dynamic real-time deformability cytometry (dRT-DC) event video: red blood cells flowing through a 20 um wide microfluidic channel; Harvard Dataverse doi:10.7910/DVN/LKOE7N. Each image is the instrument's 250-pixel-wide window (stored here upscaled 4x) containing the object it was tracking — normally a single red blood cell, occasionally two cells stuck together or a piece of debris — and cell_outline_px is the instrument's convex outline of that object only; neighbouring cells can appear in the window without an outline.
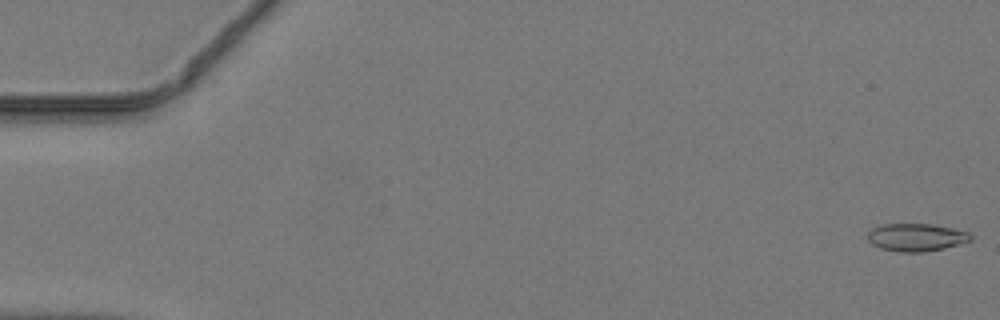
{"species": "common noctule bat (a hibernating species)", "species_latin": "Nyctalus noctula", "temperature_condition": "warm", "stored_images_in_passage": 47, "camera_frame_rate_fps": 3000, "um_per_image_px": 0.085, "animal": {"sex": "male", "body_mass_g": 19.2, "forearm_length_mm": 51.8}, "frame": {"image": 1, "passage_image": 1, "time_ms": 0.0, "image_size_px": [1000, 320], "cell_outline_px": [[972, 240], [944, 248], [924, 252], [900, 252], [880, 248], [872, 244], [868, 240], [868, 232], [872, 228], [880, 224], [932, 224], [952, 228], [968, 232], [972, 236]], "centroid_in_image_um": [77.86, 20.17], "position_along_channel_um": 7.1, "area_um2": 16.65}}
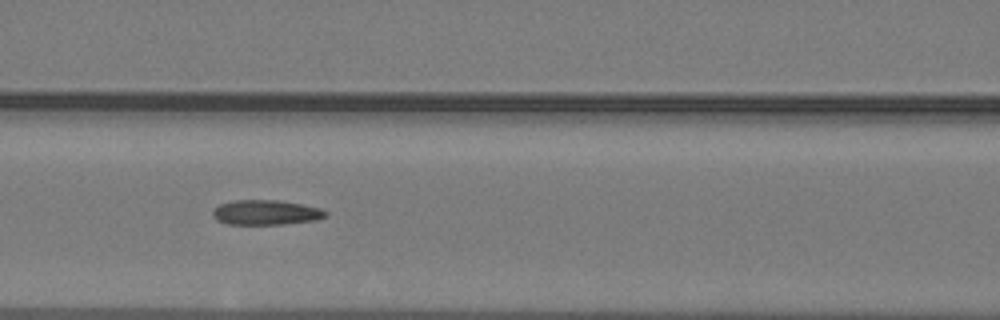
{"frame": {"image": 2, "passage_image": 21, "time_ms": 6.667, "image_size_px": [1000, 320], "cell_outline_px": [[328, 216], [316, 220], [284, 224], [228, 224], [216, 220], [212, 216], [212, 212], [220, 204], [232, 200], [280, 200], [304, 204], [320, 208], [328, 212]], "centroid_in_image_um": [22.63, 18.05], "position_along_channel_um": 144.0, "area_um2": 16.53}}
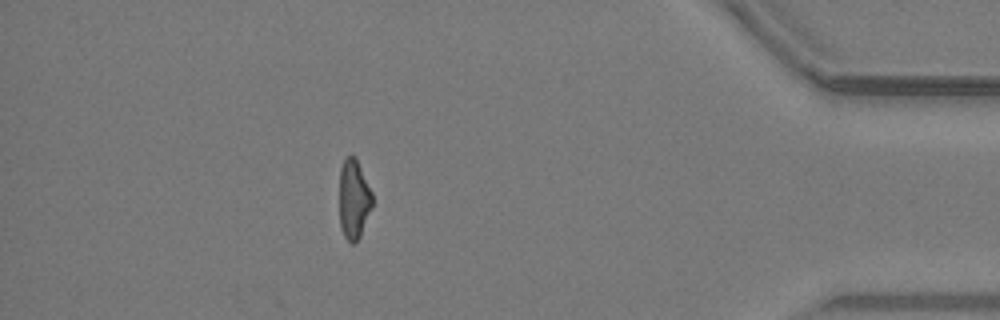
{"frame": {"image": 3, "passage_image": 42, "time_ms": 13.667, "image_size_px": [1000, 320], "cell_outline_px": [[372, 208], [360, 236], [356, 244], [352, 244], [344, 236], [340, 228], [340, 168], [344, 160], [348, 156], [352, 156], [356, 160], [372, 192]], "centroid_in_image_um": [30.07, 17.0], "position_along_channel_um": 405.1, "area_um2": 15.09}}